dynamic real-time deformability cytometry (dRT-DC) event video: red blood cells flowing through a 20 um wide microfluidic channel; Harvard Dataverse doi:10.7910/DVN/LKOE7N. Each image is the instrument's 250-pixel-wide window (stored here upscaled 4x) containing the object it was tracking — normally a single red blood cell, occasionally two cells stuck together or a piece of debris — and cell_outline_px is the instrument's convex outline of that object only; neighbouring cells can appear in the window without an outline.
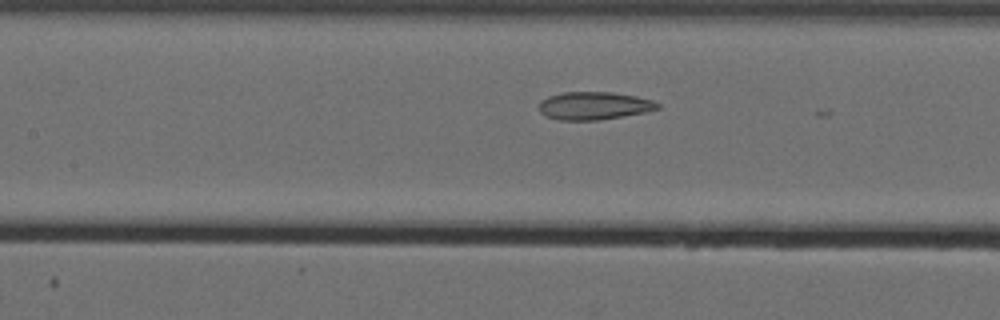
{"species": "Egyptian fruit bat (a non-hibernating species)", "species_latin": "Rousettus aegyptiacus", "temperature_condition": "cold", "stored_images_in_passage": 25, "camera_frame_rate_fps": 3000, "um_per_image_px": 0.085, "animal": {"sex": "female"}, "frame": {"image": 1, "passage_image": 24, "time_ms": 7.667, "image_size_px": [1000, 320], "cell_outline_px": [[660, 108], [644, 112], [600, 120], [560, 120], [544, 116], [540, 112], [540, 100], [548, 96], [564, 92], [612, 92], [636, 96], [652, 100], [660, 104]], "centroid_in_image_um": [50.47, 8.98], "position_along_channel_um": 156.9, "area_um2": 19.25}}